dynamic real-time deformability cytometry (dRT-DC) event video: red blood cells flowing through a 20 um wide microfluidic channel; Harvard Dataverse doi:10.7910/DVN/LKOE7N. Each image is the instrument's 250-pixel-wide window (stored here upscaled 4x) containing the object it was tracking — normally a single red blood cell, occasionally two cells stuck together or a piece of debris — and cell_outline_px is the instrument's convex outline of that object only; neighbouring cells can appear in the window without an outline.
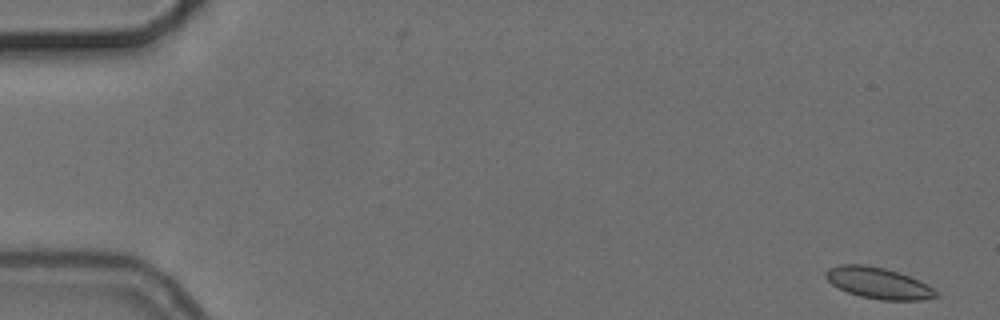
{"species": "common noctule bat (a hibernating species)", "species_latin": "Nyctalus noctula", "temperature_condition": "cold", "stored_images_in_passage": 6, "camera_frame_rate_fps": 3000, "um_per_image_px": 0.085, "animal": {"sex": "female", "body_mass_g": 24.6, "forearm_length_mm": 56.2}, "frame": {"image": 1, "passage_image": 1, "time_ms": 0.0, "image_size_px": [1000, 320], "cell_outline_px": [[940, 296], [924, 300], [880, 300], [860, 296], [848, 292], [832, 284], [824, 276], [824, 272], [828, 268], [840, 264], [864, 264], [884, 268], [920, 280], [932, 288]], "centroid_in_image_um": [74.64, 24.06], "position_along_channel_um": 10.4, "area_um2": 20.0}}
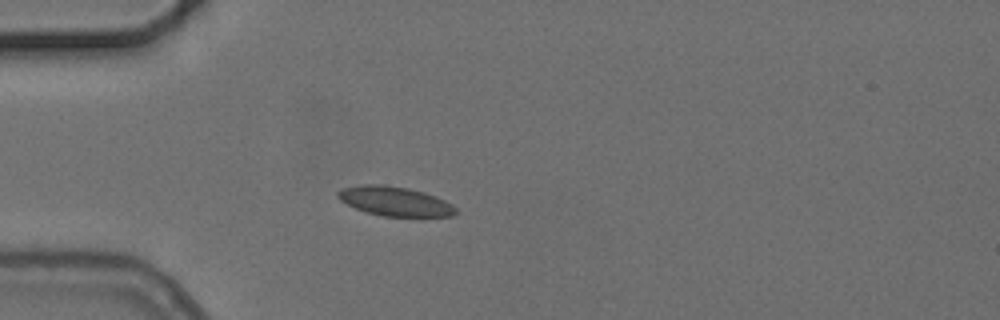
{"frame": {"image": 2, "passage_image": 5, "time_ms": 4.667, "image_size_px": [1000, 320], "cell_outline_px": [[460, 212], [452, 216], [384, 216], [368, 212], [356, 208], [340, 200], [336, 196], [336, 192], [344, 188], [360, 184], [384, 184], [408, 188], [424, 192], [436, 196], [452, 204]], "centroid_in_image_um": [33.59, 17.09], "position_along_channel_um": 51.4, "area_um2": 20.17}}